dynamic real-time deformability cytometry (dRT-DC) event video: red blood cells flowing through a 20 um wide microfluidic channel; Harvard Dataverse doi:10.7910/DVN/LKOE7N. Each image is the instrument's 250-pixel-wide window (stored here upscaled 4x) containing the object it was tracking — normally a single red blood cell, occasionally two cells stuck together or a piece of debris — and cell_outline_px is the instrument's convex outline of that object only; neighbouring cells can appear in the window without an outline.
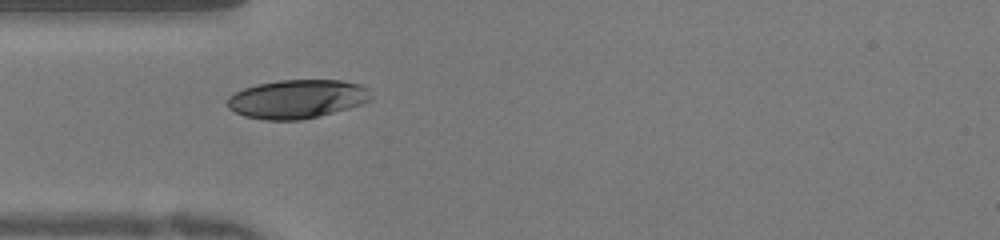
{"species": "human", "species_latin": "Homo sapiens", "temperature_condition": "warm", "stored_images_in_passage": 37, "camera_frame_rate_fps": 3000, "um_per_image_px": 0.085, "donor": {"sex": "female"}, "frame": {"image": 1, "passage_image": 1, "time_ms": 0.0, "image_size_px": [1000, 240], "cell_outline_px": [[372, 100], [348, 108], [300, 120], [264, 120], [244, 116], [228, 108], [228, 96], [244, 88], [256, 84], [280, 80], [340, 80], [360, 84], [368, 88], [372, 96]], "centroid_in_image_um": [25.25, 8.41], "position_along_channel_um": 59.7, "area_um2": 32.31}}
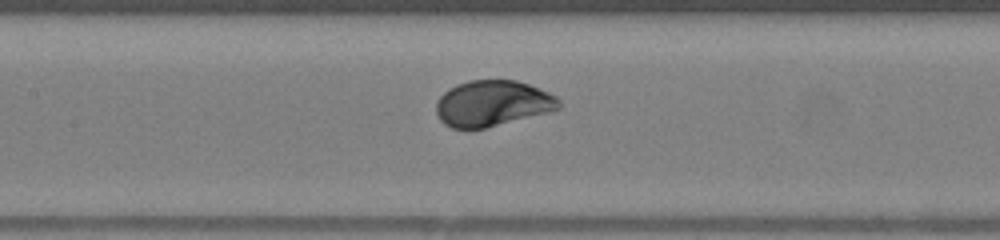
{"frame": {"image": 2, "passage_image": 9, "time_ms": 2.667, "image_size_px": [1000, 240], "cell_outline_px": [[560, 108], [552, 112], [484, 128], [452, 128], [444, 124], [440, 120], [436, 112], [436, 100], [448, 88], [456, 84], [468, 80], [516, 80], [528, 84], [548, 92], [556, 96], [560, 100]], "centroid_in_image_um": [41.86, 8.78], "position_along_channel_um": 165.5, "area_um2": 33.0}}
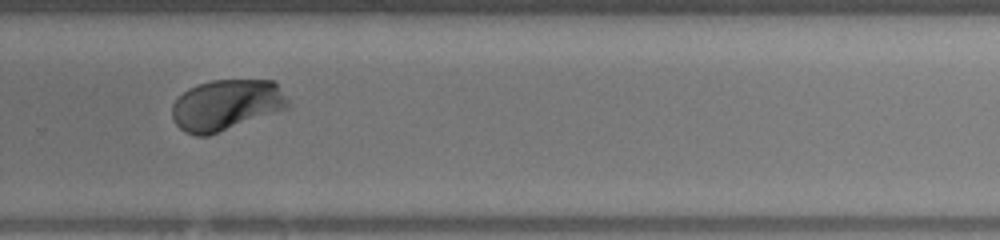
{"frame": {"image": 3, "passage_image": 20, "time_ms": 6.333, "image_size_px": [1000, 240], "cell_outline_px": [[292, 104], [288, 108], [208, 136], [196, 136], [184, 132], [176, 124], [172, 116], [172, 104], [188, 88], [196, 84], [212, 80], [276, 80]], "centroid_in_image_um": [19.27, 8.91], "position_along_channel_um": 310.5, "area_um2": 34.68}, "authors_computed_cell_mechanics": {"area_um2": 33.3506, "velocity_mm_per_s": 3.9666, "shape_relaxation_time_tau1_ms": 1.7089, "shape_relaxation_time_tau2_ms": null, "deformation_change_tau1": 0.1253, "deformation_change_tau2": null}}